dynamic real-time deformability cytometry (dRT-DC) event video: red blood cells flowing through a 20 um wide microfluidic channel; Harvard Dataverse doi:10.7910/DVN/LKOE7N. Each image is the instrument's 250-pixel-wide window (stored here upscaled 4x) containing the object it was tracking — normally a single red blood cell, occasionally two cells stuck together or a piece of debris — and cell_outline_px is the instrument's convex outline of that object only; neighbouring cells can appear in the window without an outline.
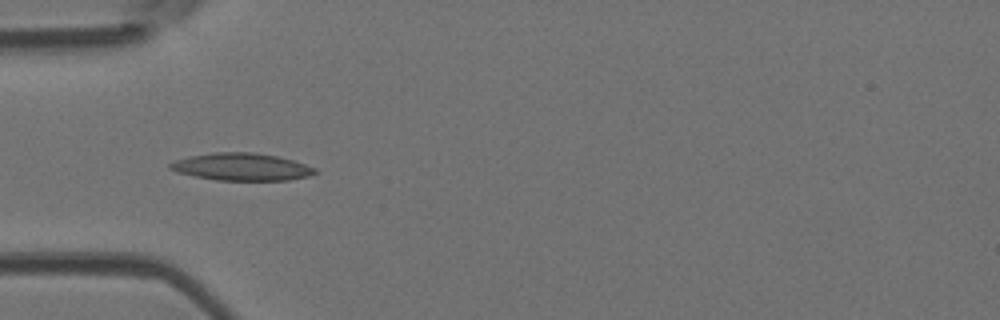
{"species": "Egyptian fruit bat (a non-hibernating species)", "species_latin": "Rousettus aegyptiacus", "temperature_condition": "room temperature", "stored_images_in_passage": 5, "camera_frame_rate_fps": 3000, "um_per_image_px": 0.085, "animal": {"sex": "female"}, "frame": {"image": 1, "passage_image": 4, "time_ms": 1.0, "image_size_px": [1000, 320], "cell_outline_px": [[320, 172], [308, 176], [288, 180], [216, 180], [176, 172], [168, 168], [168, 164], [176, 160], [188, 156], [212, 152], [256, 152], [276, 156], [292, 160], [316, 168]], "centroid_in_image_um": [20.52, 14.17], "position_along_channel_um": 64.5, "area_um2": 23.18}}
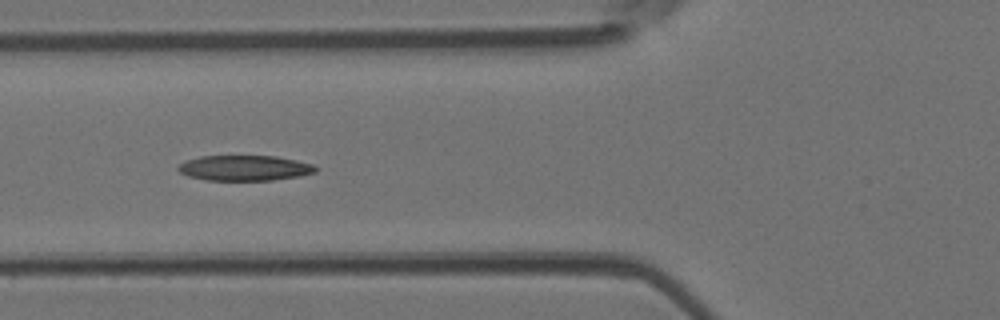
{"frame": {"image": 2, "passage_image": 5, "time_ms": 1.333, "image_size_px": [1000, 320], "cell_outline_px": [[316, 172], [300, 176], [272, 180], [204, 180], [188, 176], [180, 172], [176, 168], [180, 164], [188, 160], [200, 156], [276, 156], [296, 160], [312, 164], [316, 168]], "centroid_in_image_um": [20.78, 14.28], "position_along_channel_um": 105.0, "area_um2": 20.23}}